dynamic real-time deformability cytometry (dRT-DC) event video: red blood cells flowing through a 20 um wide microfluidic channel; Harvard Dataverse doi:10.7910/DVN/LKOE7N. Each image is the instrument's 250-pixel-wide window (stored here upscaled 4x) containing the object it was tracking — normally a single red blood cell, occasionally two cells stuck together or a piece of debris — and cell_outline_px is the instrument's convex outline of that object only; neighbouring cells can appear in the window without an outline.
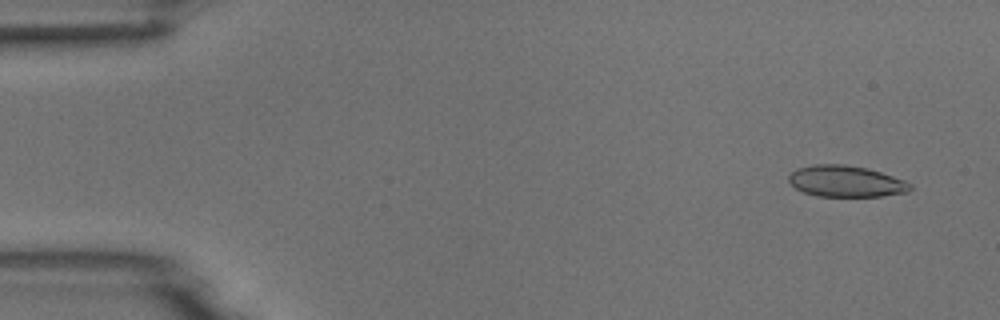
{"species": "common noctule bat (a hibernating species)", "species_latin": "Nyctalus noctula", "temperature_condition": "room temperature", "stored_images_in_passage": 6, "camera_frame_rate_fps": 3000, "um_per_image_px": 0.085, "animal": {"sex": "male", "body_mass_g": 18.8}, "frame": {"image": 1, "passage_image": 1, "time_ms": 0.0, "image_size_px": [1000, 320], "cell_outline_px": [[912, 188], [908, 192], [884, 196], [816, 196], [804, 192], [796, 188], [788, 180], [788, 176], [796, 168], [812, 164], [844, 164], [868, 168], [904, 180], [912, 184]], "centroid_in_image_um": [71.9, 15.4], "position_along_channel_um": 13.1, "area_um2": 22.25}}
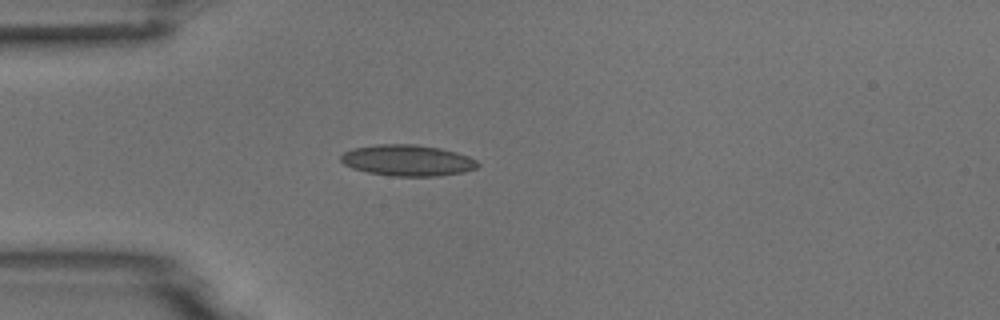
{"frame": {"image": 2, "passage_image": 4, "time_ms": 3.667, "image_size_px": [1000, 320], "cell_outline_px": [[480, 164], [476, 168], [464, 172], [440, 176], [392, 176], [368, 172], [352, 168], [344, 164], [340, 160], [340, 156], [344, 152], [352, 148], [376, 144], [416, 144], [440, 148], [456, 152], [468, 156], [476, 160]], "centroid_in_image_um": [34.63, 13.63], "position_along_channel_um": 50.4, "area_um2": 24.97}}